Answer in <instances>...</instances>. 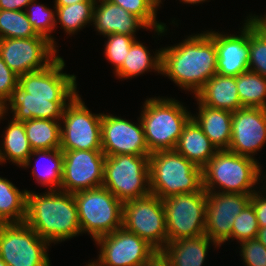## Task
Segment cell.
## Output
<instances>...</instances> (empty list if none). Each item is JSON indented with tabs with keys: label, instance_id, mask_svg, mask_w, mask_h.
I'll use <instances>...</instances> for the list:
<instances>
[{
	"label": "cell",
	"instance_id": "obj_37",
	"mask_svg": "<svg viewBox=\"0 0 266 266\" xmlns=\"http://www.w3.org/2000/svg\"><path fill=\"white\" fill-rule=\"evenodd\" d=\"M248 68L266 78V40L250 23Z\"/></svg>",
	"mask_w": 266,
	"mask_h": 266
},
{
	"label": "cell",
	"instance_id": "obj_6",
	"mask_svg": "<svg viewBox=\"0 0 266 266\" xmlns=\"http://www.w3.org/2000/svg\"><path fill=\"white\" fill-rule=\"evenodd\" d=\"M151 194L161 200L203 188L202 168L175 150H161L149 155Z\"/></svg>",
	"mask_w": 266,
	"mask_h": 266
},
{
	"label": "cell",
	"instance_id": "obj_46",
	"mask_svg": "<svg viewBox=\"0 0 266 266\" xmlns=\"http://www.w3.org/2000/svg\"><path fill=\"white\" fill-rule=\"evenodd\" d=\"M6 101L0 97V121L6 119ZM1 123V122H0Z\"/></svg>",
	"mask_w": 266,
	"mask_h": 266
},
{
	"label": "cell",
	"instance_id": "obj_15",
	"mask_svg": "<svg viewBox=\"0 0 266 266\" xmlns=\"http://www.w3.org/2000/svg\"><path fill=\"white\" fill-rule=\"evenodd\" d=\"M63 153L60 190L76 192L102 187L105 155L102 150H72Z\"/></svg>",
	"mask_w": 266,
	"mask_h": 266
},
{
	"label": "cell",
	"instance_id": "obj_28",
	"mask_svg": "<svg viewBox=\"0 0 266 266\" xmlns=\"http://www.w3.org/2000/svg\"><path fill=\"white\" fill-rule=\"evenodd\" d=\"M28 190H20L0 177V223H23L26 218Z\"/></svg>",
	"mask_w": 266,
	"mask_h": 266
},
{
	"label": "cell",
	"instance_id": "obj_9",
	"mask_svg": "<svg viewBox=\"0 0 266 266\" xmlns=\"http://www.w3.org/2000/svg\"><path fill=\"white\" fill-rule=\"evenodd\" d=\"M49 246L25 222L0 223V258L8 266H51Z\"/></svg>",
	"mask_w": 266,
	"mask_h": 266
},
{
	"label": "cell",
	"instance_id": "obj_27",
	"mask_svg": "<svg viewBox=\"0 0 266 266\" xmlns=\"http://www.w3.org/2000/svg\"><path fill=\"white\" fill-rule=\"evenodd\" d=\"M148 47L136 39L122 64L113 74L116 78L130 79L140 76L146 72H156L161 74V48L151 55ZM146 71V72H145Z\"/></svg>",
	"mask_w": 266,
	"mask_h": 266
},
{
	"label": "cell",
	"instance_id": "obj_47",
	"mask_svg": "<svg viewBox=\"0 0 266 266\" xmlns=\"http://www.w3.org/2000/svg\"><path fill=\"white\" fill-rule=\"evenodd\" d=\"M180 2L185 3V4H190V5H195V4H200V3H205L208 0H179Z\"/></svg>",
	"mask_w": 266,
	"mask_h": 266
},
{
	"label": "cell",
	"instance_id": "obj_19",
	"mask_svg": "<svg viewBox=\"0 0 266 266\" xmlns=\"http://www.w3.org/2000/svg\"><path fill=\"white\" fill-rule=\"evenodd\" d=\"M242 26L238 35L206 30L215 42L219 75L236 77L249 70V21L244 18Z\"/></svg>",
	"mask_w": 266,
	"mask_h": 266
},
{
	"label": "cell",
	"instance_id": "obj_16",
	"mask_svg": "<svg viewBox=\"0 0 266 266\" xmlns=\"http://www.w3.org/2000/svg\"><path fill=\"white\" fill-rule=\"evenodd\" d=\"M137 120L138 123H134L121 116L102 113L101 139L105 156L151 154L146 144L142 121L140 117Z\"/></svg>",
	"mask_w": 266,
	"mask_h": 266
},
{
	"label": "cell",
	"instance_id": "obj_13",
	"mask_svg": "<svg viewBox=\"0 0 266 266\" xmlns=\"http://www.w3.org/2000/svg\"><path fill=\"white\" fill-rule=\"evenodd\" d=\"M57 50L39 34L32 38L0 39V57L18 76L45 69L60 56Z\"/></svg>",
	"mask_w": 266,
	"mask_h": 266
},
{
	"label": "cell",
	"instance_id": "obj_31",
	"mask_svg": "<svg viewBox=\"0 0 266 266\" xmlns=\"http://www.w3.org/2000/svg\"><path fill=\"white\" fill-rule=\"evenodd\" d=\"M237 91L242 107L266 109V78L247 70L236 76Z\"/></svg>",
	"mask_w": 266,
	"mask_h": 266
},
{
	"label": "cell",
	"instance_id": "obj_23",
	"mask_svg": "<svg viewBox=\"0 0 266 266\" xmlns=\"http://www.w3.org/2000/svg\"><path fill=\"white\" fill-rule=\"evenodd\" d=\"M220 247L206 234L195 238H183L167 242L160 251L170 262L171 266H202L210 247ZM204 263V264H203Z\"/></svg>",
	"mask_w": 266,
	"mask_h": 266
},
{
	"label": "cell",
	"instance_id": "obj_26",
	"mask_svg": "<svg viewBox=\"0 0 266 266\" xmlns=\"http://www.w3.org/2000/svg\"><path fill=\"white\" fill-rule=\"evenodd\" d=\"M4 128L2 145L0 144V165L9 161L22 168L33 152L26 136L24 122L12 118Z\"/></svg>",
	"mask_w": 266,
	"mask_h": 266
},
{
	"label": "cell",
	"instance_id": "obj_42",
	"mask_svg": "<svg viewBox=\"0 0 266 266\" xmlns=\"http://www.w3.org/2000/svg\"><path fill=\"white\" fill-rule=\"evenodd\" d=\"M33 0H0V10L24 11Z\"/></svg>",
	"mask_w": 266,
	"mask_h": 266
},
{
	"label": "cell",
	"instance_id": "obj_40",
	"mask_svg": "<svg viewBox=\"0 0 266 266\" xmlns=\"http://www.w3.org/2000/svg\"><path fill=\"white\" fill-rule=\"evenodd\" d=\"M258 187L259 189L251 194L250 204L255 211L259 228H264L266 227V182Z\"/></svg>",
	"mask_w": 266,
	"mask_h": 266
},
{
	"label": "cell",
	"instance_id": "obj_39",
	"mask_svg": "<svg viewBox=\"0 0 266 266\" xmlns=\"http://www.w3.org/2000/svg\"><path fill=\"white\" fill-rule=\"evenodd\" d=\"M18 86V75L0 57V97L7 101Z\"/></svg>",
	"mask_w": 266,
	"mask_h": 266
},
{
	"label": "cell",
	"instance_id": "obj_4",
	"mask_svg": "<svg viewBox=\"0 0 266 266\" xmlns=\"http://www.w3.org/2000/svg\"><path fill=\"white\" fill-rule=\"evenodd\" d=\"M202 177L205 191L222 193L252 194L266 182L258 159L229 150H218L202 168Z\"/></svg>",
	"mask_w": 266,
	"mask_h": 266
},
{
	"label": "cell",
	"instance_id": "obj_1",
	"mask_svg": "<svg viewBox=\"0 0 266 266\" xmlns=\"http://www.w3.org/2000/svg\"><path fill=\"white\" fill-rule=\"evenodd\" d=\"M65 66L59 56L45 69L18 76V86L6 101L7 116L12 113L21 122L61 120L67 104L79 93L76 75L64 72Z\"/></svg>",
	"mask_w": 266,
	"mask_h": 266
},
{
	"label": "cell",
	"instance_id": "obj_21",
	"mask_svg": "<svg viewBox=\"0 0 266 266\" xmlns=\"http://www.w3.org/2000/svg\"><path fill=\"white\" fill-rule=\"evenodd\" d=\"M197 101V114L191 118L198 124L217 150H228L231 142L232 112L212 108Z\"/></svg>",
	"mask_w": 266,
	"mask_h": 266
},
{
	"label": "cell",
	"instance_id": "obj_10",
	"mask_svg": "<svg viewBox=\"0 0 266 266\" xmlns=\"http://www.w3.org/2000/svg\"><path fill=\"white\" fill-rule=\"evenodd\" d=\"M206 191L180 193L162 200L168 242L205 234Z\"/></svg>",
	"mask_w": 266,
	"mask_h": 266
},
{
	"label": "cell",
	"instance_id": "obj_30",
	"mask_svg": "<svg viewBox=\"0 0 266 266\" xmlns=\"http://www.w3.org/2000/svg\"><path fill=\"white\" fill-rule=\"evenodd\" d=\"M95 2L96 0H88L68 6H55L57 17L55 28H57V25H60L66 35L72 36L88 24L92 25Z\"/></svg>",
	"mask_w": 266,
	"mask_h": 266
},
{
	"label": "cell",
	"instance_id": "obj_50",
	"mask_svg": "<svg viewBox=\"0 0 266 266\" xmlns=\"http://www.w3.org/2000/svg\"><path fill=\"white\" fill-rule=\"evenodd\" d=\"M0 266H8V265L0 258Z\"/></svg>",
	"mask_w": 266,
	"mask_h": 266
},
{
	"label": "cell",
	"instance_id": "obj_25",
	"mask_svg": "<svg viewBox=\"0 0 266 266\" xmlns=\"http://www.w3.org/2000/svg\"><path fill=\"white\" fill-rule=\"evenodd\" d=\"M174 150L201 168L218 151L192 118L184 126Z\"/></svg>",
	"mask_w": 266,
	"mask_h": 266
},
{
	"label": "cell",
	"instance_id": "obj_34",
	"mask_svg": "<svg viewBox=\"0 0 266 266\" xmlns=\"http://www.w3.org/2000/svg\"><path fill=\"white\" fill-rule=\"evenodd\" d=\"M37 35L25 11L0 10V39L32 38Z\"/></svg>",
	"mask_w": 266,
	"mask_h": 266
},
{
	"label": "cell",
	"instance_id": "obj_18",
	"mask_svg": "<svg viewBox=\"0 0 266 266\" xmlns=\"http://www.w3.org/2000/svg\"><path fill=\"white\" fill-rule=\"evenodd\" d=\"M266 144V109L241 107L232 112L231 142L228 150L255 158Z\"/></svg>",
	"mask_w": 266,
	"mask_h": 266
},
{
	"label": "cell",
	"instance_id": "obj_7",
	"mask_svg": "<svg viewBox=\"0 0 266 266\" xmlns=\"http://www.w3.org/2000/svg\"><path fill=\"white\" fill-rule=\"evenodd\" d=\"M78 212L81 234L93 241L122 227L123 203L104 187L73 194Z\"/></svg>",
	"mask_w": 266,
	"mask_h": 266
},
{
	"label": "cell",
	"instance_id": "obj_41",
	"mask_svg": "<svg viewBox=\"0 0 266 266\" xmlns=\"http://www.w3.org/2000/svg\"><path fill=\"white\" fill-rule=\"evenodd\" d=\"M249 23L265 38L266 40V13L264 15L260 14H249L245 17Z\"/></svg>",
	"mask_w": 266,
	"mask_h": 266
},
{
	"label": "cell",
	"instance_id": "obj_24",
	"mask_svg": "<svg viewBox=\"0 0 266 266\" xmlns=\"http://www.w3.org/2000/svg\"><path fill=\"white\" fill-rule=\"evenodd\" d=\"M35 157L38 158L35 159V163L31 167L32 158ZM29 167L32 170L31 175L41 187H47L46 190H60L63 175V153L60 148L34 150L23 166L24 169Z\"/></svg>",
	"mask_w": 266,
	"mask_h": 266
},
{
	"label": "cell",
	"instance_id": "obj_5",
	"mask_svg": "<svg viewBox=\"0 0 266 266\" xmlns=\"http://www.w3.org/2000/svg\"><path fill=\"white\" fill-rule=\"evenodd\" d=\"M140 119L149 151L174 150L192 113L172 97H151L141 106Z\"/></svg>",
	"mask_w": 266,
	"mask_h": 266
},
{
	"label": "cell",
	"instance_id": "obj_48",
	"mask_svg": "<svg viewBox=\"0 0 266 266\" xmlns=\"http://www.w3.org/2000/svg\"><path fill=\"white\" fill-rule=\"evenodd\" d=\"M158 8L161 7L160 4H163V0H151Z\"/></svg>",
	"mask_w": 266,
	"mask_h": 266
},
{
	"label": "cell",
	"instance_id": "obj_33",
	"mask_svg": "<svg viewBox=\"0 0 266 266\" xmlns=\"http://www.w3.org/2000/svg\"><path fill=\"white\" fill-rule=\"evenodd\" d=\"M111 3L121 6L128 13L139 17L154 35L164 36L167 32V25L157 21L158 7L151 0H108Z\"/></svg>",
	"mask_w": 266,
	"mask_h": 266
},
{
	"label": "cell",
	"instance_id": "obj_45",
	"mask_svg": "<svg viewBox=\"0 0 266 266\" xmlns=\"http://www.w3.org/2000/svg\"><path fill=\"white\" fill-rule=\"evenodd\" d=\"M257 239L266 247V227L259 228Z\"/></svg>",
	"mask_w": 266,
	"mask_h": 266
},
{
	"label": "cell",
	"instance_id": "obj_49",
	"mask_svg": "<svg viewBox=\"0 0 266 266\" xmlns=\"http://www.w3.org/2000/svg\"><path fill=\"white\" fill-rule=\"evenodd\" d=\"M85 266H99L93 259L91 261L88 262V264L86 263Z\"/></svg>",
	"mask_w": 266,
	"mask_h": 266
},
{
	"label": "cell",
	"instance_id": "obj_36",
	"mask_svg": "<svg viewBox=\"0 0 266 266\" xmlns=\"http://www.w3.org/2000/svg\"><path fill=\"white\" fill-rule=\"evenodd\" d=\"M259 224L253 206L249 203L239 215L236 216L232 225L231 240L238 243L257 238Z\"/></svg>",
	"mask_w": 266,
	"mask_h": 266
},
{
	"label": "cell",
	"instance_id": "obj_3",
	"mask_svg": "<svg viewBox=\"0 0 266 266\" xmlns=\"http://www.w3.org/2000/svg\"><path fill=\"white\" fill-rule=\"evenodd\" d=\"M24 222L50 245L82 235L74 196L62 190H28Z\"/></svg>",
	"mask_w": 266,
	"mask_h": 266
},
{
	"label": "cell",
	"instance_id": "obj_17",
	"mask_svg": "<svg viewBox=\"0 0 266 266\" xmlns=\"http://www.w3.org/2000/svg\"><path fill=\"white\" fill-rule=\"evenodd\" d=\"M205 234L219 247L231 240L237 215L250 203L251 194L206 191Z\"/></svg>",
	"mask_w": 266,
	"mask_h": 266
},
{
	"label": "cell",
	"instance_id": "obj_44",
	"mask_svg": "<svg viewBox=\"0 0 266 266\" xmlns=\"http://www.w3.org/2000/svg\"><path fill=\"white\" fill-rule=\"evenodd\" d=\"M88 0H54V6H68L78 2H85Z\"/></svg>",
	"mask_w": 266,
	"mask_h": 266
},
{
	"label": "cell",
	"instance_id": "obj_29",
	"mask_svg": "<svg viewBox=\"0 0 266 266\" xmlns=\"http://www.w3.org/2000/svg\"><path fill=\"white\" fill-rule=\"evenodd\" d=\"M24 127L33 151L60 148V120L32 119L25 121Z\"/></svg>",
	"mask_w": 266,
	"mask_h": 266
},
{
	"label": "cell",
	"instance_id": "obj_22",
	"mask_svg": "<svg viewBox=\"0 0 266 266\" xmlns=\"http://www.w3.org/2000/svg\"><path fill=\"white\" fill-rule=\"evenodd\" d=\"M201 104L235 112L242 107L236 77L216 73L194 96Z\"/></svg>",
	"mask_w": 266,
	"mask_h": 266
},
{
	"label": "cell",
	"instance_id": "obj_11",
	"mask_svg": "<svg viewBox=\"0 0 266 266\" xmlns=\"http://www.w3.org/2000/svg\"><path fill=\"white\" fill-rule=\"evenodd\" d=\"M101 118L102 113L90 111L78 93L67 104L60 120V149L102 150Z\"/></svg>",
	"mask_w": 266,
	"mask_h": 266
},
{
	"label": "cell",
	"instance_id": "obj_12",
	"mask_svg": "<svg viewBox=\"0 0 266 266\" xmlns=\"http://www.w3.org/2000/svg\"><path fill=\"white\" fill-rule=\"evenodd\" d=\"M122 227L146 240L158 252L167 245L165 211L156 195L124 202Z\"/></svg>",
	"mask_w": 266,
	"mask_h": 266
},
{
	"label": "cell",
	"instance_id": "obj_35",
	"mask_svg": "<svg viewBox=\"0 0 266 266\" xmlns=\"http://www.w3.org/2000/svg\"><path fill=\"white\" fill-rule=\"evenodd\" d=\"M104 56L114 67L113 72L115 73L123 64L130 47L133 42L137 39L134 36H127L123 34H110L104 36Z\"/></svg>",
	"mask_w": 266,
	"mask_h": 266
},
{
	"label": "cell",
	"instance_id": "obj_38",
	"mask_svg": "<svg viewBox=\"0 0 266 266\" xmlns=\"http://www.w3.org/2000/svg\"><path fill=\"white\" fill-rule=\"evenodd\" d=\"M239 245L244 266H266V247L257 238L242 241Z\"/></svg>",
	"mask_w": 266,
	"mask_h": 266
},
{
	"label": "cell",
	"instance_id": "obj_14",
	"mask_svg": "<svg viewBox=\"0 0 266 266\" xmlns=\"http://www.w3.org/2000/svg\"><path fill=\"white\" fill-rule=\"evenodd\" d=\"M94 242L100 247L98 258L94 259L99 266H143L158 252L146 240L124 227Z\"/></svg>",
	"mask_w": 266,
	"mask_h": 266
},
{
	"label": "cell",
	"instance_id": "obj_43",
	"mask_svg": "<svg viewBox=\"0 0 266 266\" xmlns=\"http://www.w3.org/2000/svg\"><path fill=\"white\" fill-rule=\"evenodd\" d=\"M143 266H171L170 262L164 257L161 252H157L147 263Z\"/></svg>",
	"mask_w": 266,
	"mask_h": 266
},
{
	"label": "cell",
	"instance_id": "obj_32",
	"mask_svg": "<svg viewBox=\"0 0 266 266\" xmlns=\"http://www.w3.org/2000/svg\"><path fill=\"white\" fill-rule=\"evenodd\" d=\"M37 1L33 0L30 2L24 11L35 32L48 38L57 48L56 39L54 35L52 36L56 29V7L54 6L52 9Z\"/></svg>",
	"mask_w": 266,
	"mask_h": 266
},
{
	"label": "cell",
	"instance_id": "obj_2",
	"mask_svg": "<svg viewBox=\"0 0 266 266\" xmlns=\"http://www.w3.org/2000/svg\"><path fill=\"white\" fill-rule=\"evenodd\" d=\"M217 73V51L207 31L161 48V75L195 94Z\"/></svg>",
	"mask_w": 266,
	"mask_h": 266
},
{
	"label": "cell",
	"instance_id": "obj_8",
	"mask_svg": "<svg viewBox=\"0 0 266 266\" xmlns=\"http://www.w3.org/2000/svg\"><path fill=\"white\" fill-rule=\"evenodd\" d=\"M102 187L108 189L122 203L151 194L149 156H106Z\"/></svg>",
	"mask_w": 266,
	"mask_h": 266
},
{
	"label": "cell",
	"instance_id": "obj_20",
	"mask_svg": "<svg viewBox=\"0 0 266 266\" xmlns=\"http://www.w3.org/2000/svg\"><path fill=\"white\" fill-rule=\"evenodd\" d=\"M93 27L99 35L123 34L136 37L137 30L150 28L137 16L108 0H96L93 8Z\"/></svg>",
	"mask_w": 266,
	"mask_h": 266
}]
</instances>
